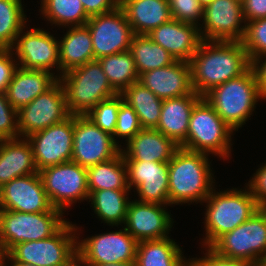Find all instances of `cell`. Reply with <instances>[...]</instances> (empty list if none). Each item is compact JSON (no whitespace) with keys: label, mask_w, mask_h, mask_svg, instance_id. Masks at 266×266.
Masks as SVG:
<instances>
[{"label":"cell","mask_w":266,"mask_h":266,"mask_svg":"<svg viewBox=\"0 0 266 266\" xmlns=\"http://www.w3.org/2000/svg\"><path fill=\"white\" fill-rule=\"evenodd\" d=\"M189 64L192 89L201 97L252 67L241 41L203 40Z\"/></svg>","instance_id":"cell-1"},{"label":"cell","mask_w":266,"mask_h":266,"mask_svg":"<svg viewBox=\"0 0 266 266\" xmlns=\"http://www.w3.org/2000/svg\"><path fill=\"white\" fill-rule=\"evenodd\" d=\"M209 154L179 148L168 162L171 206L202 203L216 187ZM212 168V169H211ZM214 172V173H213Z\"/></svg>","instance_id":"cell-2"},{"label":"cell","mask_w":266,"mask_h":266,"mask_svg":"<svg viewBox=\"0 0 266 266\" xmlns=\"http://www.w3.org/2000/svg\"><path fill=\"white\" fill-rule=\"evenodd\" d=\"M216 189L203 202L206 203L202 222L205 234L200 242L201 249L210 247L220 236L233 231L260 209L246 185L243 189L232 187L219 192Z\"/></svg>","instance_id":"cell-3"},{"label":"cell","mask_w":266,"mask_h":266,"mask_svg":"<svg viewBox=\"0 0 266 266\" xmlns=\"http://www.w3.org/2000/svg\"><path fill=\"white\" fill-rule=\"evenodd\" d=\"M203 97L235 133L251 120L258 101L263 100L252 67L240 77L214 87Z\"/></svg>","instance_id":"cell-4"},{"label":"cell","mask_w":266,"mask_h":266,"mask_svg":"<svg viewBox=\"0 0 266 266\" xmlns=\"http://www.w3.org/2000/svg\"><path fill=\"white\" fill-rule=\"evenodd\" d=\"M234 133V130L202 97L194 105L190 115L187 137L180 148L212 154L213 157L218 156L217 158L220 157V160L223 161L231 160Z\"/></svg>","instance_id":"cell-5"},{"label":"cell","mask_w":266,"mask_h":266,"mask_svg":"<svg viewBox=\"0 0 266 266\" xmlns=\"http://www.w3.org/2000/svg\"><path fill=\"white\" fill-rule=\"evenodd\" d=\"M59 81L70 115H86L99 102L116 96L97 59L63 73Z\"/></svg>","instance_id":"cell-6"},{"label":"cell","mask_w":266,"mask_h":266,"mask_svg":"<svg viewBox=\"0 0 266 266\" xmlns=\"http://www.w3.org/2000/svg\"><path fill=\"white\" fill-rule=\"evenodd\" d=\"M64 214L0 210V256L18 243L44 240L56 234L68 222Z\"/></svg>","instance_id":"cell-7"},{"label":"cell","mask_w":266,"mask_h":266,"mask_svg":"<svg viewBox=\"0 0 266 266\" xmlns=\"http://www.w3.org/2000/svg\"><path fill=\"white\" fill-rule=\"evenodd\" d=\"M77 252L75 223L68 222L51 237L26 241L0 256V262H22L35 266H62Z\"/></svg>","instance_id":"cell-8"},{"label":"cell","mask_w":266,"mask_h":266,"mask_svg":"<svg viewBox=\"0 0 266 266\" xmlns=\"http://www.w3.org/2000/svg\"><path fill=\"white\" fill-rule=\"evenodd\" d=\"M209 248L222 257L260 266L266 255V208L220 236Z\"/></svg>","instance_id":"cell-9"},{"label":"cell","mask_w":266,"mask_h":266,"mask_svg":"<svg viewBox=\"0 0 266 266\" xmlns=\"http://www.w3.org/2000/svg\"><path fill=\"white\" fill-rule=\"evenodd\" d=\"M38 173L54 208L66 212L74 203L88 201L89 189L85 167L68 161L46 167Z\"/></svg>","instance_id":"cell-10"},{"label":"cell","mask_w":266,"mask_h":266,"mask_svg":"<svg viewBox=\"0 0 266 266\" xmlns=\"http://www.w3.org/2000/svg\"><path fill=\"white\" fill-rule=\"evenodd\" d=\"M30 28L26 25L20 31L11 48L18 66L23 69L45 70L56 74L59 79V38L48 29Z\"/></svg>","instance_id":"cell-11"},{"label":"cell","mask_w":266,"mask_h":266,"mask_svg":"<svg viewBox=\"0 0 266 266\" xmlns=\"http://www.w3.org/2000/svg\"><path fill=\"white\" fill-rule=\"evenodd\" d=\"M77 230V252L88 265L136 262L138 241L122 226L116 231L94 234L83 239L81 226ZM79 237H82L79 238Z\"/></svg>","instance_id":"cell-12"},{"label":"cell","mask_w":266,"mask_h":266,"mask_svg":"<svg viewBox=\"0 0 266 266\" xmlns=\"http://www.w3.org/2000/svg\"><path fill=\"white\" fill-rule=\"evenodd\" d=\"M66 95L58 80L50 89L17 110L19 137L27 138L68 118Z\"/></svg>","instance_id":"cell-13"},{"label":"cell","mask_w":266,"mask_h":266,"mask_svg":"<svg viewBox=\"0 0 266 266\" xmlns=\"http://www.w3.org/2000/svg\"><path fill=\"white\" fill-rule=\"evenodd\" d=\"M120 152L121 147L111 134L103 131L85 115H74L71 161L88 168L111 160Z\"/></svg>","instance_id":"cell-14"},{"label":"cell","mask_w":266,"mask_h":266,"mask_svg":"<svg viewBox=\"0 0 266 266\" xmlns=\"http://www.w3.org/2000/svg\"><path fill=\"white\" fill-rule=\"evenodd\" d=\"M85 25L92 37L94 60L129 51L134 33L120 6L111 12L90 17Z\"/></svg>","instance_id":"cell-15"},{"label":"cell","mask_w":266,"mask_h":266,"mask_svg":"<svg viewBox=\"0 0 266 266\" xmlns=\"http://www.w3.org/2000/svg\"><path fill=\"white\" fill-rule=\"evenodd\" d=\"M199 31L206 41H242L246 22L242 2L238 0H214L203 10Z\"/></svg>","instance_id":"cell-16"},{"label":"cell","mask_w":266,"mask_h":266,"mask_svg":"<svg viewBox=\"0 0 266 266\" xmlns=\"http://www.w3.org/2000/svg\"><path fill=\"white\" fill-rule=\"evenodd\" d=\"M74 135V115L63 122L36 132L27 139L31 143L38 171L71 161Z\"/></svg>","instance_id":"cell-17"},{"label":"cell","mask_w":266,"mask_h":266,"mask_svg":"<svg viewBox=\"0 0 266 266\" xmlns=\"http://www.w3.org/2000/svg\"><path fill=\"white\" fill-rule=\"evenodd\" d=\"M0 210L23 213L63 212L52 206L39 173L17 177L0 187Z\"/></svg>","instance_id":"cell-18"},{"label":"cell","mask_w":266,"mask_h":266,"mask_svg":"<svg viewBox=\"0 0 266 266\" xmlns=\"http://www.w3.org/2000/svg\"><path fill=\"white\" fill-rule=\"evenodd\" d=\"M167 207L168 205L131 199L124 227L138 242L171 237L169 233L175 221Z\"/></svg>","instance_id":"cell-19"},{"label":"cell","mask_w":266,"mask_h":266,"mask_svg":"<svg viewBox=\"0 0 266 266\" xmlns=\"http://www.w3.org/2000/svg\"><path fill=\"white\" fill-rule=\"evenodd\" d=\"M127 184L138 196L137 201L168 205V162L124 161Z\"/></svg>","instance_id":"cell-20"},{"label":"cell","mask_w":266,"mask_h":266,"mask_svg":"<svg viewBox=\"0 0 266 266\" xmlns=\"http://www.w3.org/2000/svg\"><path fill=\"white\" fill-rule=\"evenodd\" d=\"M148 36L175 60L189 62L203 41L199 26L171 19L153 29Z\"/></svg>","instance_id":"cell-21"},{"label":"cell","mask_w":266,"mask_h":266,"mask_svg":"<svg viewBox=\"0 0 266 266\" xmlns=\"http://www.w3.org/2000/svg\"><path fill=\"white\" fill-rule=\"evenodd\" d=\"M138 82L162 100L182 97L193 91L190 64L186 61L176 60L169 66L142 73Z\"/></svg>","instance_id":"cell-22"},{"label":"cell","mask_w":266,"mask_h":266,"mask_svg":"<svg viewBox=\"0 0 266 266\" xmlns=\"http://www.w3.org/2000/svg\"><path fill=\"white\" fill-rule=\"evenodd\" d=\"M123 146L121 152L124 161L150 162H169L180 148L163 133L150 128H142Z\"/></svg>","instance_id":"cell-23"},{"label":"cell","mask_w":266,"mask_h":266,"mask_svg":"<svg viewBox=\"0 0 266 266\" xmlns=\"http://www.w3.org/2000/svg\"><path fill=\"white\" fill-rule=\"evenodd\" d=\"M201 98L192 91L182 97L164 99L159 123L155 129L181 146L187 137L191 112Z\"/></svg>","instance_id":"cell-24"},{"label":"cell","mask_w":266,"mask_h":266,"mask_svg":"<svg viewBox=\"0 0 266 266\" xmlns=\"http://www.w3.org/2000/svg\"><path fill=\"white\" fill-rule=\"evenodd\" d=\"M58 80L56 75L48 71L23 69L18 66L5 94L10 104L18 110L46 92Z\"/></svg>","instance_id":"cell-25"},{"label":"cell","mask_w":266,"mask_h":266,"mask_svg":"<svg viewBox=\"0 0 266 266\" xmlns=\"http://www.w3.org/2000/svg\"><path fill=\"white\" fill-rule=\"evenodd\" d=\"M33 149L27 138L1 140L0 187L12 179L38 173Z\"/></svg>","instance_id":"cell-26"},{"label":"cell","mask_w":266,"mask_h":266,"mask_svg":"<svg viewBox=\"0 0 266 266\" xmlns=\"http://www.w3.org/2000/svg\"><path fill=\"white\" fill-rule=\"evenodd\" d=\"M134 35H147L172 19L167 0H120Z\"/></svg>","instance_id":"cell-27"},{"label":"cell","mask_w":266,"mask_h":266,"mask_svg":"<svg viewBox=\"0 0 266 266\" xmlns=\"http://www.w3.org/2000/svg\"><path fill=\"white\" fill-rule=\"evenodd\" d=\"M65 28L68 30L58 39L60 76L94 60L92 37L88 27L82 25Z\"/></svg>","instance_id":"cell-28"},{"label":"cell","mask_w":266,"mask_h":266,"mask_svg":"<svg viewBox=\"0 0 266 266\" xmlns=\"http://www.w3.org/2000/svg\"><path fill=\"white\" fill-rule=\"evenodd\" d=\"M130 189H103L89 193L88 202L101 223L113 227L124 226L131 198Z\"/></svg>","instance_id":"cell-29"},{"label":"cell","mask_w":266,"mask_h":266,"mask_svg":"<svg viewBox=\"0 0 266 266\" xmlns=\"http://www.w3.org/2000/svg\"><path fill=\"white\" fill-rule=\"evenodd\" d=\"M171 237L140 241L137 246V266H183L188 260L182 246Z\"/></svg>","instance_id":"cell-30"},{"label":"cell","mask_w":266,"mask_h":266,"mask_svg":"<svg viewBox=\"0 0 266 266\" xmlns=\"http://www.w3.org/2000/svg\"><path fill=\"white\" fill-rule=\"evenodd\" d=\"M86 169L89 193L103 189H129L127 167L122 152L111 160Z\"/></svg>","instance_id":"cell-31"},{"label":"cell","mask_w":266,"mask_h":266,"mask_svg":"<svg viewBox=\"0 0 266 266\" xmlns=\"http://www.w3.org/2000/svg\"><path fill=\"white\" fill-rule=\"evenodd\" d=\"M121 95L137 113L142 128L155 129L159 123L163 100L140 82H134Z\"/></svg>","instance_id":"cell-32"},{"label":"cell","mask_w":266,"mask_h":266,"mask_svg":"<svg viewBox=\"0 0 266 266\" xmlns=\"http://www.w3.org/2000/svg\"><path fill=\"white\" fill-rule=\"evenodd\" d=\"M39 18L63 29L82 26L90 19L80 0H40ZM49 22V23H48Z\"/></svg>","instance_id":"cell-33"},{"label":"cell","mask_w":266,"mask_h":266,"mask_svg":"<svg viewBox=\"0 0 266 266\" xmlns=\"http://www.w3.org/2000/svg\"><path fill=\"white\" fill-rule=\"evenodd\" d=\"M129 52L135 61L138 74L171 65L176 60L147 35H134Z\"/></svg>","instance_id":"cell-34"},{"label":"cell","mask_w":266,"mask_h":266,"mask_svg":"<svg viewBox=\"0 0 266 266\" xmlns=\"http://www.w3.org/2000/svg\"><path fill=\"white\" fill-rule=\"evenodd\" d=\"M112 88L121 94L131 84L138 81L139 74L129 51L107 55L97 59Z\"/></svg>","instance_id":"cell-35"},{"label":"cell","mask_w":266,"mask_h":266,"mask_svg":"<svg viewBox=\"0 0 266 266\" xmlns=\"http://www.w3.org/2000/svg\"><path fill=\"white\" fill-rule=\"evenodd\" d=\"M22 0H0V49H11L29 22Z\"/></svg>","instance_id":"cell-36"},{"label":"cell","mask_w":266,"mask_h":266,"mask_svg":"<svg viewBox=\"0 0 266 266\" xmlns=\"http://www.w3.org/2000/svg\"><path fill=\"white\" fill-rule=\"evenodd\" d=\"M123 100V96L117 94L116 96L99 102L85 116L103 131L113 136L115 133L119 106Z\"/></svg>","instance_id":"cell-37"},{"label":"cell","mask_w":266,"mask_h":266,"mask_svg":"<svg viewBox=\"0 0 266 266\" xmlns=\"http://www.w3.org/2000/svg\"><path fill=\"white\" fill-rule=\"evenodd\" d=\"M252 62L266 54V18L246 22L245 35L241 41Z\"/></svg>","instance_id":"cell-38"},{"label":"cell","mask_w":266,"mask_h":266,"mask_svg":"<svg viewBox=\"0 0 266 266\" xmlns=\"http://www.w3.org/2000/svg\"><path fill=\"white\" fill-rule=\"evenodd\" d=\"M142 129L137 113L124 100L121 102L117 114V123L115 133L113 135L114 141L122 147L121 144L127 143L135 134ZM121 138V141H119ZM119 139V140H118ZM121 142V143H120ZM120 143V144H119Z\"/></svg>","instance_id":"cell-39"},{"label":"cell","mask_w":266,"mask_h":266,"mask_svg":"<svg viewBox=\"0 0 266 266\" xmlns=\"http://www.w3.org/2000/svg\"><path fill=\"white\" fill-rule=\"evenodd\" d=\"M169 6L172 19L198 26L203 20L204 8L198 0H170Z\"/></svg>","instance_id":"cell-40"},{"label":"cell","mask_w":266,"mask_h":266,"mask_svg":"<svg viewBox=\"0 0 266 266\" xmlns=\"http://www.w3.org/2000/svg\"><path fill=\"white\" fill-rule=\"evenodd\" d=\"M19 137L17 110L10 104L5 93H0V139Z\"/></svg>","instance_id":"cell-41"},{"label":"cell","mask_w":266,"mask_h":266,"mask_svg":"<svg viewBox=\"0 0 266 266\" xmlns=\"http://www.w3.org/2000/svg\"><path fill=\"white\" fill-rule=\"evenodd\" d=\"M260 208H266V162L260 164L249 181L245 183Z\"/></svg>","instance_id":"cell-42"},{"label":"cell","mask_w":266,"mask_h":266,"mask_svg":"<svg viewBox=\"0 0 266 266\" xmlns=\"http://www.w3.org/2000/svg\"><path fill=\"white\" fill-rule=\"evenodd\" d=\"M205 250L203 252L204 256L199 258L191 256V260L196 266H257L253 263L238 260V259H228L216 254L209 247H203Z\"/></svg>","instance_id":"cell-43"},{"label":"cell","mask_w":266,"mask_h":266,"mask_svg":"<svg viewBox=\"0 0 266 266\" xmlns=\"http://www.w3.org/2000/svg\"><path fill=\"white\" fill-rule=\"evenodd\" d=\"M18 67L11 49H0V93H5Z\"/></svg>","instance_id":"cell-44"},{"label":"cell","mask_w":266,"mask_h":266,"mask_svg":"<svg viewBox=\"0 0 266 266\" xmlns=\"http://www.w3.org/2000/svg\"><path fill=\"white\" fill-rule=\"evenodd\" d=\"M89 17L105 14L115 10L120 0H80Z\"/></svg>","instance_id":"cell-45"},{"label":"cell","mask_w":266,"mask_h":266,"mask_svg":"<svg viewBox=\"0 0 266 266\" xmlns=\"http://www.w3.org/2000/svg\"><path fill=\"white\" fill-rule=\"evenodd\" d=\"M245 22L266 18V0H243Z\"/></svg>","instance_id":"cell-46"},{"label":"cell","mask_w":266,"mask_h":266,"mask_svg":"<svg viewBox=\"0 0 266 266\" xmlns=\"http://www.w3.org/2000/svg\"><path fill=\"white\" fill-rule=\"evenodd\" d=\"M252 68L255 71L259 92L262 99L266 100V54L252 61Z\"/></svg>","instance_id":"cell-47"},{"label":"cell","mask_w":266,"mask_h":266,"mask_svg":"<svg viewBox=\"0 0 266 266\" xmlns=\"http://www.w3.org/2000/svg\"><path fill=\"white\" fill-rule=\"evenodd\" d=\"M62 266H88L84 258L76 252L70 259H68Z\"/></svg>","instance_id":"cell-48"},{"label":"cell","mask_w":266,"mask_h":266,"mask_svg":"<svg viewBox=\"0 0 266 266\" xmlns=\"http://www.w3.org/2000/svg\"><path fill=\"white\" fill-rule=\"evenodd\" d=\"M88 266H137L136 262H122V263H108V264H98V265H88Z\"/></svg>","instance_id":"cell-49"},{"label":"cell","mask_w":266,"mask_h":266,"mask_svg":"<svg viewBox=\"0 0 266 266\" xmlns=\"http://www.w3.org/2000/svg\"><path fill=\"white\" fill-rule=\"evenodd\" d=\"M2 266H35L29 263H22V262H0Z\"/></svg>","instance_id":"cell-50"},{"label":"cell","mask_w":266,"mask_h":266,"mask_svg":"<svg viewBox=\"0 0 266 266\" xmlns=\"http://www.w3.org/2000/svg\"><path fill=\"white\" fill-rule=\"evenodd\" d=\"M200 5L205 8L207 7L210 3H212L214 0H198Z\"/></svg>","instance_id":"cell-51"},{"label":"cell","mask_w":266,"mask_h":266,"mask_svg":"<svg viewBox=\"0 0 266 266\" xmlns=\"http://www.w3.org/2000/svg\"><path fill=\"white\" fill-rule=\"evenodd\" d=\"M183 266H196L195 263L189 258V260Z\"/></svg>","instance_id":"cell-52"},{"label":"cell","mask_w":266,"mask_h":266,"mask_svg":"<svg viewBox=\"0 0 266 266\" xmlns=\"http://www.w3.org/2000/svg\"><path fill=\"white\" fill-rule=\"evenodd\" d=\"M260 266H266V255H265V257L263 258V260H262Z\"/></svg>","instance_id":"cell-53"}]
</instances>
